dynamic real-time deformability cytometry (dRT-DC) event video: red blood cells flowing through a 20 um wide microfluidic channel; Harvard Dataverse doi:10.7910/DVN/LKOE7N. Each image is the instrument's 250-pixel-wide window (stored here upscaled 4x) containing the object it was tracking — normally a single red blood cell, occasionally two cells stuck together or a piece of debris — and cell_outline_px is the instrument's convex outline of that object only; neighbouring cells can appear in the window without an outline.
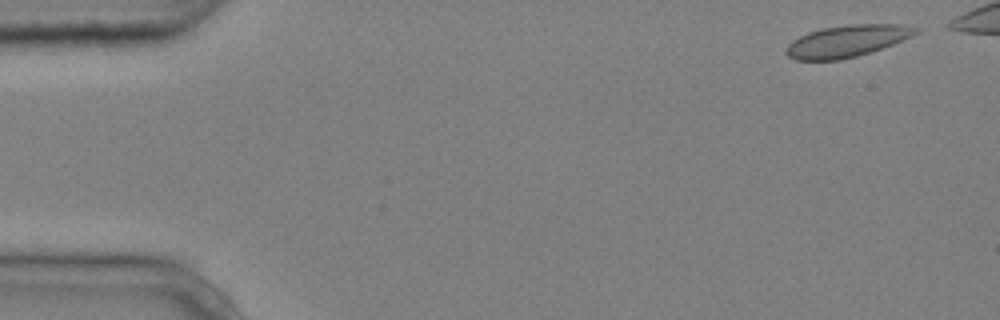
{"species": "common noctule bat (a hibernating species)", "species_latin": "Nyctalus noctula", "temperature_condition": "cold", "stored_images_in_passage": 4, "camera_frame_rate_fps": 3000, "um_per_image_px": 0.085, "animal": {"sex": "male", "body_mass_g": 20.4}, "frame": {"image": 1, "passage_image": 1, "time_ms": 0.0, "image_size_px": [1000, 320], "cell_outline_px": [[920, 32], [912, 36], [892, 44], [856, 56], [840, 60], [796, 60], [788, 56], [784, 52], [788, 44], [792, 40], [808, 32], [824, 28], [848, 24], [900, 24], [920, 28]], "centroid_in_image_um": [71.98, 3.48], "position_along_channel_um": 13.0, "area_um2": 23.93}}